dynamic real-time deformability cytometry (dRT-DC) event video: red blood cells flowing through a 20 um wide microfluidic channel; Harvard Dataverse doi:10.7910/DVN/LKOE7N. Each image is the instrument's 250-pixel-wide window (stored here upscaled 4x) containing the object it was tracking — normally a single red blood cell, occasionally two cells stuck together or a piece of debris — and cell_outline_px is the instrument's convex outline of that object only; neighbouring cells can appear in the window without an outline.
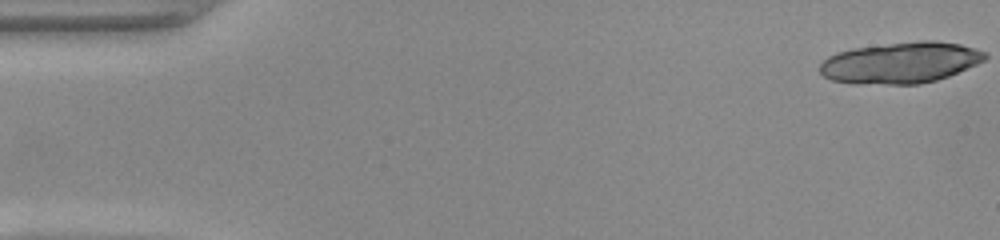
{"species": "common noctule bat (a hibernating species)", "species_latin": "Nyctalus noctula", "temperature_condition": "warm", "stored_images_in_passage": 17, "camera_frame_rate_fps": 3000, "um_per_image_px": 0.085, "animal": {"sex": "female", "body_mass_g": 22.0, "forearm_length_mm": 56.7}, "frame": {"image": 1, "passage_image": 1, "time_ms": 0.0, "image_size_px": [1000, 240], "cell_outline_px": [[968, 64], [944, 76], [932, 80], [840, 80], [836, 56], [844, 52], [868, 48], [900, 44], [952, 44], [964, 48], [968, 52]], "centroid_in_image_um": [76.65, 5.29], "position_along_channel_um": 8.4, "area_um2": 29.65}}